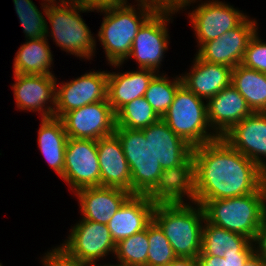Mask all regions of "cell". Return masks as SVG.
Returning <instances> with one entry per match:
<instances>
[{
	"instance_id": "9",
	"label": "cell",
	"mask_w": 266,
	"mask_h": 266,
	"mask_svg": "<svg viewBox=\"0 0 266 266\" xmlns=\"http://www.w3.org/2000/svg\"><path fill=\"white\" fill-rule=\"evenodd\" d=\"M174 14L177 13L156 11L138 30L127 57L138 63V69H152L160 73L161 62L170 44L167 26Z\"/></svg>"
},
{
	"instance_id": "11",
	"label": "cell",
	"mask_w": 266,
	"mask_h": 266,
	"mask_svg": "<svg viewBox=\"0 0 266 266\" xmlns=\"http://www.w3.org/2000/svg\"><path fill=\"white\" fill-rule=\"evenodd\" d=\"M61 178L73 193L82 188L101 186L97 141L68 138Z\"/></svg>"
},
{
	"instance_id": "29",
	"label": "cell",
	"mask_w": 266,
	"mask_h": 266,
	"mask_svg": "<svg viewBox=\"0 0 266 266\" xmlns=\"http://www.w3.org/2000/svg\"><path fill=\"white\" fill-rule=\"evenodd\" d=\"M167 74L157 73L145 92L144 98L152 106L156 114L162 118L173 102L177 89L183 84L182 77H171Z\"/></svg>"
},
{
	"instance_id": "8",
	"label": "cell",
	"mask_w": 266,
	"mask_h": 266,
	"mask_svg": "<svg viewBox=\"0 0 266 266\" xmlns=\"http://www.w3.org/2000/svg\"><path fill=\"white\" fill-rule=\"evenodd\" d=\"M196 1L188 0L184 10H187V6L190 7ZM198 2V6H195V8L193 6L194 10H190L187 16L194 29L198 48L203 43L214 40L225 32L238 27L248 17L243 11L220 0H206L203 2L198 0Z\"/></svg>"
},
{
	"instance_id": "16",
	"label": "cell",
	"mask_w": 266,
	"mask_h": 266,
	"mask_svg": "<svg viewBox=\"0 0 266 266\" xmlns=\"http://www.w3.org/2000/svg\"><path fill=\"white\" fill-rule=\"evenodd\" d=\"M146 197L154 204L193 203L195 197L193 156L191 155L182 165L164 169Z\"/></svg>"
},
{
	"instance_id": "37",
	"label": "cell",
	"mask_w": 266,
	"mask_h": 266,
	"mask_svg": "<svg viewBox=\"0 0 266 266\" xmlns=\"http://www.w3.org/2000/svg\"><path fill=\"white\" fill-rule=\"evenodd\" d=\"M254 252L266 262V217L253 240Z\"/></svg>"
},
{
	"instance_id": "26",
	"label": "cell",
	"mask_w": 266,
	"mask_h": 266,
	"mask_svg": "<svg viewBox=\"0 0 266 266\" xmlns=\"http://www.w3.org/2000/svg\"><path fill=\"white\" fill-rule=\"evenodd\" d=\"M254 252L253 241L244 235L228 231L207 222L203 223L202 247L199 255L224 257L225 253Z\"/></svg>"
},
{
	"instance_id": "40",
	"label": "cell",
	"mask_w": 266,
	"mask_h": 266,
	"mask_svg": "<svg viewBox=\"0 0 266 266\" xmlns=\"http://www.w3.org/2000/svg\"><path fill=\"white\" fill-rule=\"evenodd\" d=\"M164 266H199L197 259L177 257L172 263Z\"/></svg>"
},
{
	"instance_id": "38",
	"label": "cell",
	"mask_w": 266,
	"mask_h": 266,
	"mask_svg": "<svg viewBox=\"0 0 266 266\" xmlns=\"http://www.w3.org/2000/svg\"><path fill=\"white\" fill-rule=\"evenodd\" d=\"M254 252H231L225 253L224 259L226 260L227 266H243L245 261L253 254Z\"/></svg>"
},
{
	"instance_id": "30",
	"label": "cell",
	"mask_w": 266,
	"mask_h": 266,
	"mask_svg": "<svg viewBox=\"0 0 266 266\" xmlns=\"http://www.w3.org/2000/svg\"><path fill=\"white\" fill-rule=\"evenodd\" d=\"M13 3L26 40L45 38L47 22L45 17L49 3H40L44 14L38 10L33 0H13Z\"/></svg>"
},
{
	"instance_id": "18",
	"label": "cell",
	"mask_w": 266,
	"mask_h": 266,
	"mask_svg": "<svg viewBox=\"0 0 266 266\" xmlns=\"http://www.w3.org/2000/svg\"><path fill=\"white\" fill-rule=\"evenodd\" d=\"M131 195L121 188L103 186L82 188L74 193L81 218L106 225Z\"/></svg>"
},
{
	"instance_id": "25",
	"label": "cell",
	"mask_w": 266,
	"mask_h": 266,
	"mask_svg": "<svg viewBox=\"0 0 266 266\" xmlns=\"http://www.w3.org/2000/svg\"><path fill=\"white\" fill-rule=\"evenodd\" d=\"M38 131V147L45 161L59 177H62L65 164V151L68 141L60 118H41Z\"/></svg>"
},
{
	"instance_id": "41",
	"label": "cell",
	"mask_w": 266,
	"mask_h": 266,
	"mask_svg": "<svg viewBox=\"0 0 266 266\" xmlns=\"http://www.w3.org/2000/svg\"><path fill=\"white\" fill-rule=\"evenodd\" d=\"M243 266H266V262L255 252L245 261Z\"/></svg>"
},
{
	"instance_id": "7",
	"label": "cell",
	"mask_w": 266,
	"mask_h": 266,
	"mask_svg": "<svg viewBox=\"0 0 266 266\" xmlns=\"http://www.w3.org/2000/svg\"><path fill=\"white\" fill-rule=\"evenodd\" d=\"M114 134L121 142L131 172V193L146 195L156 184L163 169L153 155L149 139L137 129L116 127Z\"/></svg>"
},
{
	"instance_id": "43",
	"label": "cell",
	"mask_w": 266,
	"mask_h": 266,
	"mask_svg": "<svg viewBox=\"0 0 266 266\" xmlns=\"http://www.w3.org/2000/svg\"><path fill=\"white\" fill-rule=\"evenodd\" d=\"M42 1H44V2H46V3H54V2H56L57 0H42Z\"/></svg>"
},
{
	"instance_id": "6",
	"label": "cell",
	"mask_w": 266,
	"mask_h": 266,
	"mask_svg": "<svg viewBox=\"0 0 266 266\" xmlns=\"http://www.w3.org/2000/svg\"><path fill=\"white\" fill-rule=\"evenodd\" d=\"M161 119L192 147L219 138L209 125L207 102L183 84L177 89L172 104Z\"/></svg>"
},
{
	"instance_id": "23",
	"label": "cell",
	"mask_w": 266,
	"mask_h": 266,
	"mask_svg": "<svg viewBox=\"0 0 266 266\" xmlns=\"http://www.w3.org/2000/svg\"><path fill=\"white\" fill-rule=\"evenodd\" d=\"M190 70L181 74L183 85L206 102L231 84L232 68L209 63L194 55Z\"/></svg>"
},
{
	"instance_id": "22",
	"label": "cell",
	"mask_w": 266,
	"mask_h": 266,
	"mask_svg": "<svg viewBox=\"0 0 266 266\" xmlns=\"http://www.w3.org/2000/svg\"><path fill=\"white\" fill-rule=\"evenodd\" d=\"M141 130L145 139H149L153 155L163 170L182 165L192 155L193 147L176 135L162 119Z\"/></svg>"
},
{
	"instance_id": "33",
	"label": "cell",
	"mask_w": 266,
	"mask_h": 266,
	"mask_svg": "<svg viewBox=\"0 0 266 266\" xmlns=\"http://www.w3.org/2000/svg\"><path fill=\"white\" fill-rule=\"evenodd\" d=\"M147 236L149 241L147 266H164L177 258L168 239L154 221L147 226Z\"/></svg>"
},
{
	"instance_id": "15",
	"label": "cell",
	"mask_w": 266,
	"mask_h": 266,
	"mask_svg": "<svg viewBox=\"0 0 266 266\" xmlns=\"http://www.w3.org/2000/svg\"><path fill=\"white\" fill-rule=\"evenodd\" d=\"M13 74L16 107L22 111L38 112L41 118L54 117L58 78L55 75Z\"/></svg>"
},
{
	"instance_id": "39",
	"label": "cell",
	"mask_w": 266,
	"mask_h": 266,
	"mask_svg": "<svg viewBox=\"0 0 266 266\" xmlns=\"http://www.w3.org/2000/svg\"><path fill=\"white\" fill-rule=\"evenodd\" d=\"M197 261L199 266H227L224 257L199 255Z\"/></svg>"
},
{
	"instance_id": "36",
	"label": "cell",
	"mask_w": 266,
	"mask_h": 266,
	"mask_svg": "<svg viewBox=\"0 0 266 266\" xmlns=\"http://www.w3.org/2000/svg\"><path fill=\"white\" fill-rule=\"evenodd\" d=\"M156 11H171L178 13L185 9L188 0H142Z\"/></svg>"
},
{
	"instance_id": "32",
	"label": "cell",
	"mask_w": 266,
	"mask_h": 266,
	"mask_svg": "<svg viewBox=\"0 0 266 266\" xmlns=\"http://www.w3.org/2000/svg\"><path fill=\"white\" fill-rule=\"evenodd\" d=\"M149 241L147 228L116 244L115 254L117 264L125 266H147Z\"/></svg>"
},
{
	"instance_id": "42",
	"label": "cell",
	"mask_w": 266,
	"mask_h": 266,
	"mask_svg": "<svg viewBox=\"0 0 266 266\" xmlns=\"http://www.w3.org/2000/svg\"><path fill=\"white\" fill-rule=\"evenodd\" d=\"M103 266H125V265H121V264H117V263L116 264H114V263H112V264L111 263H107L106 264L105 263Z\"/></svg>"
},
{
	"instance_id": "31",
	"label": "cell",
	"mask_w": 266,
	"mask_h": 266,
	"mask_svg": "<svg viewBox=\"0 0 266 266\" xmlns=\"http://www.w3.org/2000/svg\"><path fill=\"white\" fill-rule=\"evenodd\" d=\"M160 119L147 100L139 97L116 112V127L141 130Z\"/></svg>"
},
{
	"instance_id": "17",
	"label": "cell",
	"mask_w": 266,
	"mask_h": 266,
	"mask_svg": "<svg viewBox=\"0 0 266 266\" xmlns=\"http://www.w3.org/2000/svg\"><path fill=\"white\" fill-rule=\"evenodd\" d=\"M223 138L266 172V112H253L236 123Z\"/></svg>"
},
{
	"instance_id": "4",
	"label": "cell",
	"mask_w": 266,
	"mask_h": 266,
	"mask_svg": "<svg viewBox=\"0 0 266 266\" xmlns=\"http://www.w3.org/2000/svg\"><path fill=\"white\" fill-rule=\"evenodd\" d=\"M153 221L177 257L197 259L202 247L204 209L198 203L156 204Z\"/></svg>"
},
{
	"instance_id": "1",
	"label": "cell",
	"mask_w": 266,
	"mask_h": 266,
	"mask_svg": "<svg viewBox=\"0 0 266 266\" xmlns=\"http://www.w3.org/2000/svg\"><path fill=\"white\" fill-rule=\"evenodd\" d=\"M195 174L194 202L227 199L257 192L265 171L234 149L223 137L192 148Z\"/></svg>"
},
{
	"instance_id": "3",
	"label": "cell",
	"mask_w": 266,
	"mask_h": 266,
	"mask_svg": "<svg viewBox=\"0 0 266 266\" xmlns=\"http://www.w3.org/2000/svg\"><path fill=\"white\" fill-rule=\"evenodd\" d=\"M46 11V20H48L46 22V37L53 38V42L70 55L92 60L95 56L97 41L83 20L81 13L94 12L95 10L76 0H58L49 3ZM49 26H51V30Z\"/></svg>"
},
{
	"instance_id": "34",
	"label": "cell",
	"mask_w": 266,
	"mask_h": 266,
	"mask_svg": "<svg viewBox=\"0 0 266 266\" xmlns=\"http://www.w3.org/2000/svg\"><path fill=\"white\" fill-rule=\"evenodd\" d=\"M257 31L244 52L241 64L245 67L266 73V41L262 40Z\"/></svg>"
},
{
	"instance_id": "19",
	"label": "cell",
	"mask_w": 266,
	"mask_h": 266,
	"mask_svg": "<svg viewBox=\"0 0 266 266\" xmlns=\"http://www.w3.org/2000/svg\"><path fill=\"white\" fill-rule=\"evenodd\" d=\"M252 113L245 98L231 84L207 101L208 122L218 137Z\"/></svg>"
},
{
	"instance_id": "13",
	"label": "cell",
	"mask_w": 266,
	"mask_h": 266,
	"mask_svg": "<svg viewBox=\"0 0 266 266\" xmlns=\"http://www.w3.org/2000/svg\"><path fill=\"white\" fill-rule=\"evenodd\" d=\"M60 119L68 138L97 141L116 129V113L107 99L71 110Z\"/></svg>"
},
{
	"instance_id": "12",
	"label": "cell",
	"mask_w": 266,
	"mask_h": 266,
	"mask_svg": "<svg viewBox=\"0 0 266 266\" xmlns=\"http://www.w3.org/2000/svg\"><path fill=\"white\" fill-rule=\"evenodd\" d=\"M108 71H90L69 82H56L54 117L107 99ZM59 86V87H58Z\"/></svg>"
},
{
	"instance_id": "35",
	"label": "cell",
	"mask_w": 266,
	"mask_h": 266,
	"mask_svg": "<svg viewBox=\"0 0 266 266\" xmlns=\"http://www.w3.org/2000/svg\"><path fill=\"white\" fill-rule=\"evenodd\" d=\"M40 262L43 263V266H89L71 256L60 245L44 253Z\"/></svg>"
},
{
	"instance_id": "24",
	"label": "cell",
	"mask_w": 266,
	"mask_h": 266,
	"mask_svg": "<svg viewBox=\"0 0 266 266\" xmlns=\"http://www.w3.org/2000/svg\"><path fill=\"white\" fill-rule=\"evenodd\" d=\"M156 74L157 72L152 69L141 68L123 73L108 71L107 100L114 112L136 98L144 97L149 83Z\"/></svg>"
},
{
	"instance_id": "27",
	"label": "cell",
	"mask_w": 266,
	"mask_h": 266,
	"mask_svg": "<svg viewBox=\"0 0 266 266\" xmlns=\"http://www.w3.org/2000/svg\"><path fill=\"white\" fill-rule=\"evenodd\" d=\"M53 54L48 38L26 40L17 50L13 62V73L29 75H54ZM50 68V69H49Z\"/></svg>"
},
{
	"instance_id": "2",
	"label": "cell",
	"mask_w": 266,
	"mask_h": 266,
	"mask_svg": "<svg viewBox=\"0 0 266 266\" xmlns=\"http://www.w3.org/2000/svg\"><path fill=\"white\" fill-rule=\"evenodd\" d=\"M136 1V5L126 3L96 10L104 16L96 36L104 49L108 64L115 69L127 61L138 30L156 12L142 0Z\"/></svg>"
},
{
	"instance_id": "10",
	"label": "cell",
	"mask_w": 266,
	"mask_h": 266,
	"mask_svg": "<svg viewBox=\"0 0 266 266\" xmlns=\"http://www.w3.org/2000/svg\"><path fill=\"white\" fill-rule=\"evenodd\" d=\"M78 222L71 226L67 239L60 246L82 263L103 266L97 263L99 259L115 254L116 249L108 225L84 219Z\"/></svg>"
},
{
	"instance_id": "14",
	"label": "cell",
	"mask_w": 266,
	"mask_h": 266,
	"mask_svg": "<svg viewBox=\"0 0 266 266\" xmlns=\"http://www.w3.org/2000/svg\"><path fill=\"white\" fill-rule=\"evenodd\" d=\"M248 16L238 27L220 37L203 43L196 55L209 63L221 64L232 69L241 64L249 41L258 31L257 20Z\"/></svg>"
},
{
	"instance_id": "28",
	"label": "cell",
	"mask_w": 266,
	"mask_h": 266,
	"mask_svg": "<svg viewBox=\"0 0 266 266\" xmlns=\"http://www.w3.org/2000/svg\"><path fill=\"white\" fill-rule=\"evenodd\" d=\"M231 85L245 98L252 112H266V73L239 64L232 69Z\"/></svg>"
},
{
	"instance_id": "21",
	"label": "cell",
	"mask_w": 266,
	"mask_h": 266,
	"mask_svg": "<svg viewBox=\"0 0 266 266\" xmlns=\"http://www.w3.org/2000/svg\"><path fill=\"white\" fill-rule=\"evenodd\" d=\"M101 186L131 192V172L120 140L115 134L97 140Z\"/></svg>"
},
{
	"instance_id": "20",
	"label": "cell",
	"mask_w": 266,
	"mask_h": 266,
	"mask_svg": "<svg viewBox=\"0 0 266 266\" xmlns=\"http://www.w3.org/2000/svg\"><path fill=\"white\" fill-rule=\"evenodd\" d=\"M155 206L146 195L132 194L107 224L114 243L145 230L153 221Z\"/></svg>"
},
{
	"instance_id": "5",
	"label": "cell",
	"mask_w": 266,
	"mask_h": 266,
	"mask_svg": "<svg viewBox=\"0 0 266 266\" xmlns=\"http://www.w3.org/2000/svg\"><path fill=\"white\" fill-rule=\"evenodd\" d=\"M205 220L254 240L266 217V184L249 195L208 200L202 205Z\"/></svg>"
}]
</instances>
